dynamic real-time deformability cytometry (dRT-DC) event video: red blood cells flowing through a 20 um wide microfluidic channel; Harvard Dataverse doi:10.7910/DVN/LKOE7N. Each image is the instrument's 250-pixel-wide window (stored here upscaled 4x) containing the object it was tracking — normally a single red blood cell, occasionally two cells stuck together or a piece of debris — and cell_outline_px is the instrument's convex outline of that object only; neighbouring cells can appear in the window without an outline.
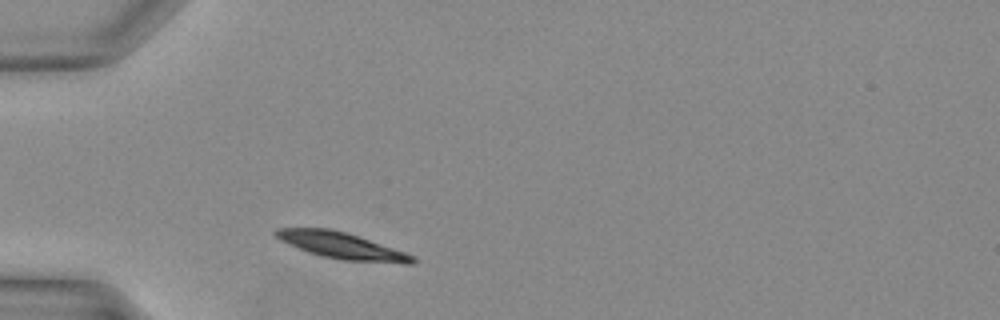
{"species": "Egyptian fruit bat (a non-hibernating species)", "species_latin": "Rousettus aegyptiacus", "temperature_condition": "warm", "stored_images_in_passage": 24, "camera_frame_rate_fps": 3000, "um_per_image_px": 0.085, "animal": {"sex": "female"}, "frame": {"image": 1, "passage_image": 1, "time_ms": 0.0, "image_size_px": [1000, 320], "cell_outline_px": [[416, 264], [404, 264], [340, 260], [320, 256], [308, 252], [288, 244], [280, 240], [272, 232], [276, 228], [328, 228], [344, 232], [416, 256]], "centroid_in_image_um": [29.03, 20.9], "position_along_channel_um": 56.0, "area_um2": 20.98}}
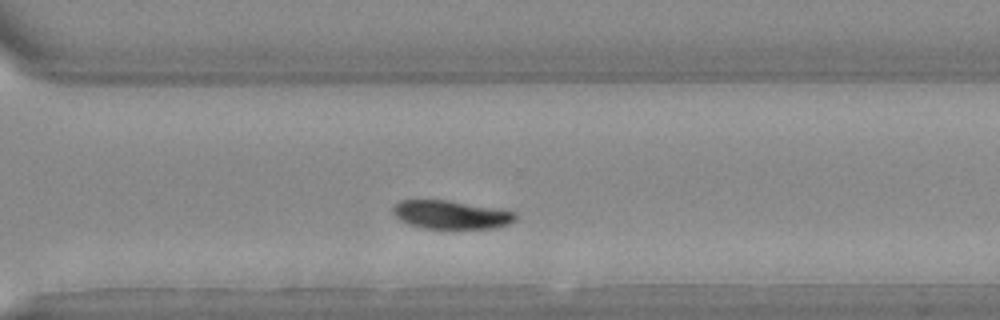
{"frame": {"image": 2, "passage_image": 18, "time_ms": 5.667, "image_size_px": [1000, 320], "cell_outline_px": [[516, 220], [508, 224], [496, 228], [424, 228], [408, 224], [400, 220], [396, 216], [392, 208], [400, 200], [448, 200], [504, 208], [516, 212]], "centroid_in_image_um": [38.41, 18.23], "position_along_channel_um": 332.2, "area_um2": 20.52}}
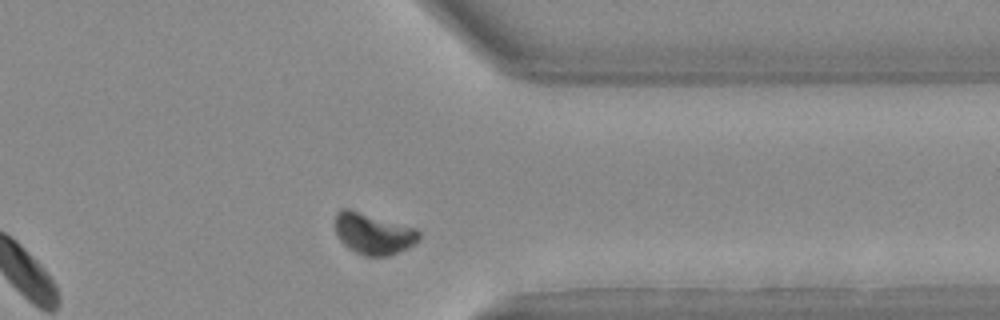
{"frame": {"image": 3, "passage_image": 21, "time_ms": 6.667, "image_size_px": [1000, 320], "cell_outline_px": [[420, 240], [408, 248], [388, 256], [364, 256], [348, 248], [340, 240], [336, 232], [336, 212], [340, 208], [348, 208], [416, 228], [420, 232]], "centroid_in_image_um": [31.74, 19.86], "position_along_channel_um": 379.7, "area_um2": 20.17}}